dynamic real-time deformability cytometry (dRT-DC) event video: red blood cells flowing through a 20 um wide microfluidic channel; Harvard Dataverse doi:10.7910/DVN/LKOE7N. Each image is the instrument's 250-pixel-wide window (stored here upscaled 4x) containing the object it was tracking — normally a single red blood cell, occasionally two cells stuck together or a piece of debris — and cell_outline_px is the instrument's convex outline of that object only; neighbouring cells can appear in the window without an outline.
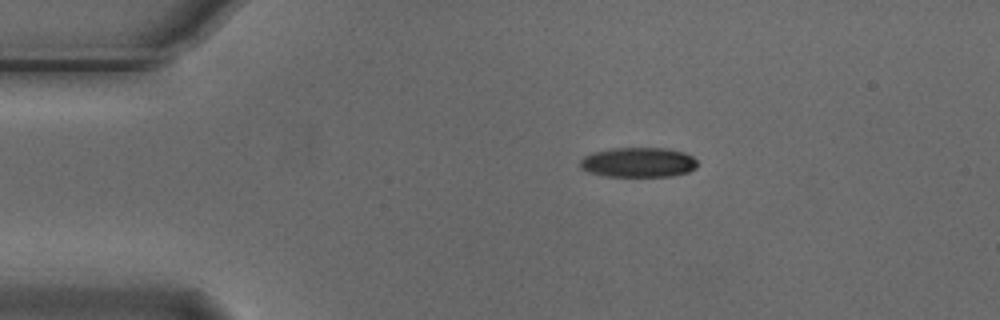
{"species": "Egyptian fruit bat (a non-hibernating species)", "species_latin": "Rousettus aegyptiacus", "temperature_condition": "cold", "stored_images_in_passage": 3, "camera_frame_rate_fps": 3000, "um_per_image_px": 0.085, "animal": {"sex": "male"}, "frame": {"image": 1, "passage_image": 1, "time_ms": 0.0, "image_size_px": [1000, 320], "cell_outline_px": [[696, 168], [688, 172], [672, 176], [604, 176], [588, 172], [580, 168], [580, 160], [584, 156], [592, 152], [612, 148], [664, 148], [684, 152], [692, 156], [696, 160]], "centroid_in_image_um": [54.23, 13.8], "position_along_channel_um": 30.8, "area_um2": 20.46}}
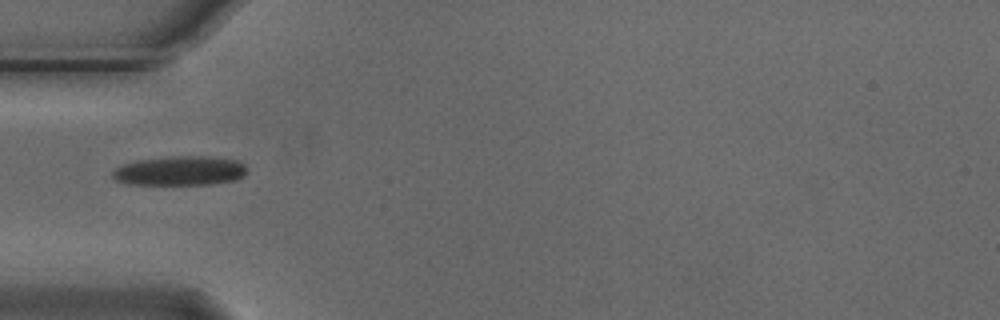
{"frame": {"image": 2, "passage_image": 3, "time_ms": 0.667, "image_size_px": [1000, 320], "cell_outline_px": [[248, 172], [244, 176], [236, 180], [212, 184], [128, 184], [116, 180], [112, 176], [112, 172], [120, 164], [136, 160], [176, 156], [212, 156], [240, 160], [248, 168]], "centroid_in_image_um": [15.35, 14.5], "position_along_channel_um": 69.6, "area_um2": 23.35}}